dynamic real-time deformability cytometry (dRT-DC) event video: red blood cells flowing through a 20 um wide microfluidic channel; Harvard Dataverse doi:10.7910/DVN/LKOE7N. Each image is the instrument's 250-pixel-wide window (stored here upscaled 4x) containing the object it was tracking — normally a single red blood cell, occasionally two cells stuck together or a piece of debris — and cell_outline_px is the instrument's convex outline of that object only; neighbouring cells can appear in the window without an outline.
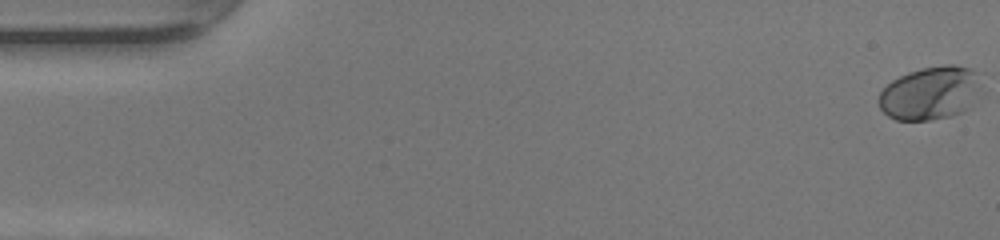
{"species": "human", "species_latin": "Homo sapiens", "temperature_condition": "warm", "stored_images_in_passage": 49, "camera_frame_rate_fps": 3000, "um_per_image_px": 0.085, "donor": {"sex": "female"}, "frame": {"image": 1, "passage_image": 1, "time_ms": 0.0, "image_size_px": [1000, 240], "cell_outline_px": [[976, 72], [964, 108], [960, 112], [952, 116], [928, 120], [896, 120], [888, 116], [880, 108], [880, 92], [892, 80], [908, 72], [920, 68], [944, 64], [956, 64], [972, 68]], "centroid_in_image_um": [78.88, 7.9], "position_along_channel_um": 6.1, "area_um2": 30.11}}
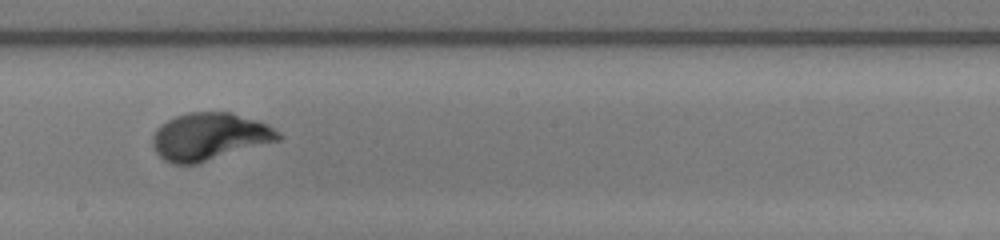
{"frame": {"image": 2, "passage_image": 28, "time_ms": 9.0, "image_size_px": [1000, 240], "cell_outline_px": [[284, 136], [280, 140], [196, 164], [172, 164], [164, 160], [156, 152], [152, 144], [152, 136], [156, 128], [160, 124], [176, 116], [188, 112], [232, 112], [268, 124], [280, 132]], "centroid_in_image_um": [17.81, 11.6], "position_along_channel_um": 230.4, "area_um2": 34.85}}
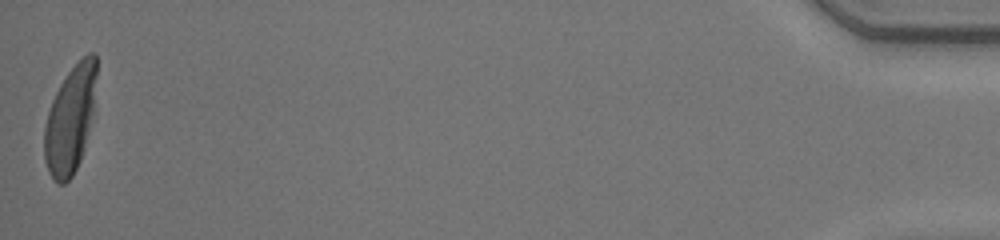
{"frame": {"image": 3, "passage_image": 49, "time_ms": 16.0, "image_size_px": [1000, 240], "cell_outline_px": [[96, 76], [92, 112], [88, 132], [84, 148], [80, 160], [72, 176], [64, 184], [56, 184], [52, 180], [48, 172], [44, 160], [44, 128], [48, 112], [52, 100], [60, 84], [68, 72], [88, 52], [96, 52]], "centroid_in_image_um": [5.94, 10.2], "position_along_channel_um": 429.3, "area_um2": 32.31}, "authors_computed_cell_mechanics": {"area_um2": 32.7148, "velocity_mm_per_s": 4.2912, "shape_relaxation_time_tau1_ms": 2.8109, "shape_relaxation_time_tau2_ms": null, "deformation_change_tau1": 0.1917, "deformation_change_tau2": null}}